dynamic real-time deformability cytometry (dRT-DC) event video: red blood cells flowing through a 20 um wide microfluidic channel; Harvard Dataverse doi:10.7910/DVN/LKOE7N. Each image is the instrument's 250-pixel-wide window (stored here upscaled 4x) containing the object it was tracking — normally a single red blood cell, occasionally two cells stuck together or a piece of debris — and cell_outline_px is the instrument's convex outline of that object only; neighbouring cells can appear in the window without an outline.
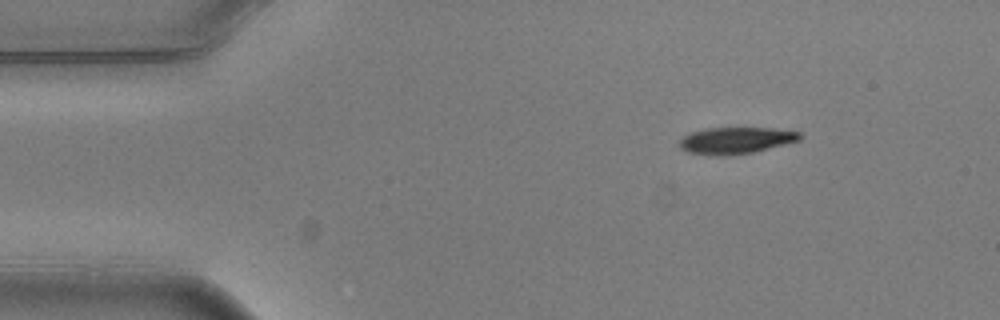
{"species": "common noctule bat (a hibernating species)", "species_latin": "Nyctalus noctula", "temperature_condition": "warm", "stored_images_in_passage": 3, "camera_frame_rate_fps": 3000, "um_per_image_px": 0.085, "animal": {"sex": "male", "body_mass_g": 20.5, "forearm_length_mm": 52.5}, "frame": {"image": 1, "passage_image": 1, "time_ms": 0.0, "image_size_px": [1000, 320], "cell_outline_px": [[800, 140], [752, 152], [728, 156], [712, 156], [688, 152], [680, 148], [680, 140], [688, 132], [704, 128], [772, 128], [800, 132]], "centroid_in_image_um": [62.48, 11.94], "position_along_channel_um": 22.5, "area_um2": 18.67}}
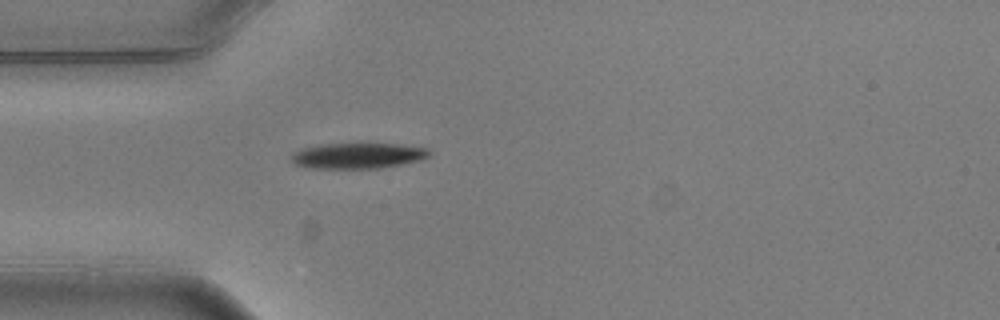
{"frame": {"image": 2, "passage_image": 3, "time_ms": 0.667, "image_size_px": [1000, 320], "cell_outline_px": [[432, 156], [424, 160], [380, 168], [312, 168], [296, 164], [288, 160], [288, 156], [292, 152], [300, 148], [320, 144], [400, 144], [428, 148], [432, 152]], "centroid_in_image_um": [30.43, 13.23], "position_along_channel_um": 54.6, "area_um2": 21.04}}